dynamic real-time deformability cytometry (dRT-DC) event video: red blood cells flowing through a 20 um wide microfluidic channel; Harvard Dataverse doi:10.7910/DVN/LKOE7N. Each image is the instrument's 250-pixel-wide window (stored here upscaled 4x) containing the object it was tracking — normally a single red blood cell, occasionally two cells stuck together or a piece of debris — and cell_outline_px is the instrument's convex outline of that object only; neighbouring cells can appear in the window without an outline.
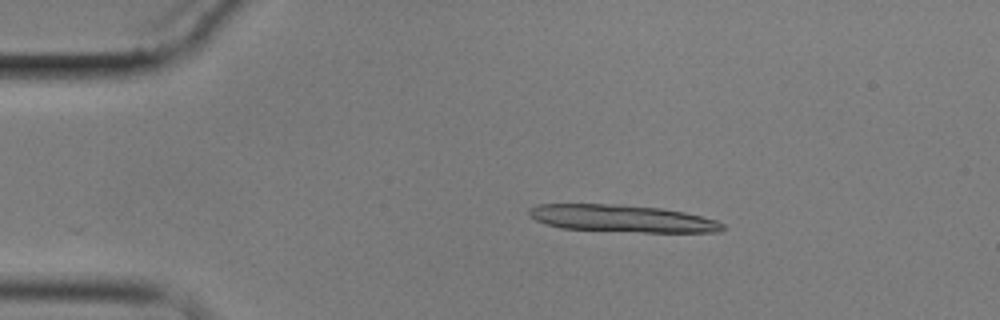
{"species": "common noctule bat (a hibernating species)", "species_latin": "Nyctalus noctula", "temperature_condition": "cold", "stored_images_in_passage": 4, "segment_of_instrument_passage": [1, 2], "camera_frame_rate_fps": 3000, "um_per_image_px": 0.085, "animal": {"sex": "male", "body_mass_g": 17.9}, "frame": {"image": 1, "passage_image": 2, "time_ms": 1.333, "image_size_px": [1000, 320], "cell_outline_px": [[724, 228], [720, 232], [644, 232], [560, 228], [536, 220], [528, 212], [528, 208], [540, 204], [620, 204], [660, 208], [684, 212], [716, 220], [724, 224]], "centroid_in_image_um": [52.89, 18.57], "position_along_channel_um": 32.1, "area_um2": 30.46}}